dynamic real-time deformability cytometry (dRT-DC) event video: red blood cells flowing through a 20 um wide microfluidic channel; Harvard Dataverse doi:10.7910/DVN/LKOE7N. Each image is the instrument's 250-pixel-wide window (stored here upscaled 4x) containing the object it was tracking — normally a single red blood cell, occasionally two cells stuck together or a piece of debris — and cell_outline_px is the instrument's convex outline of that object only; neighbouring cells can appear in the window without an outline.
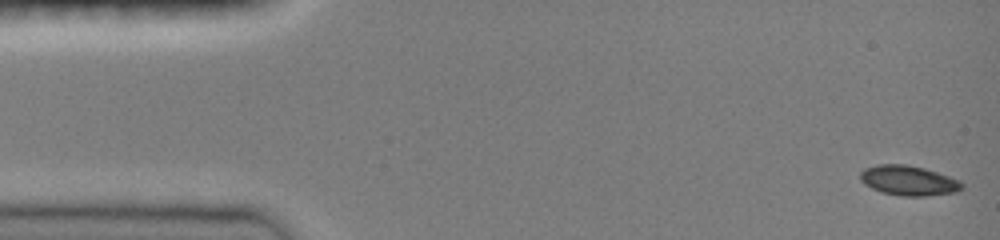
{"species": "common noctule bat (a hibernating species)", "species_latin": "Nyctalus noctula", "temperature_condition": "room temperature", "stored_images_in_passage": 47, "camera_frame_rate_fps": 3000, "um_per_image_px": 0.085, "animal": {"sex": "female", "body_mass_g": 19.0, "forearm_length_mm": 51.5}, "frame": {"image": 1, "passage_image": 1, "time_ms": 0.0, "image_size_px": [1000, 240], "cell_outline_px": [[964, 184], [956, 192], [924, 196], [904, 196], [880, 192], [864, 184], [860, 180], [860, 172], [864, 168], [880, 164], [904, 164], [924, 168], [948, 176]], "centroid_in_image_um": [77.17, 15.34], "position_along_channel_um": 7.8, "area_um2": 17.51}}
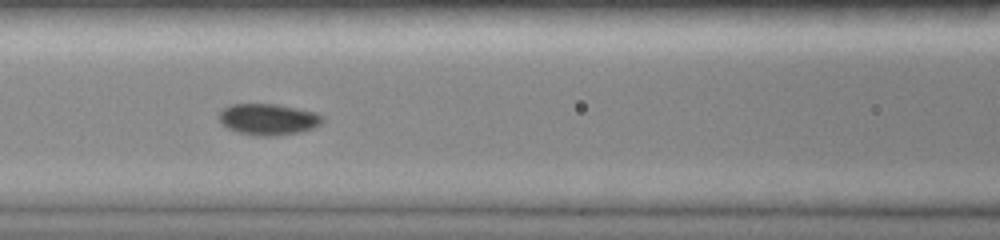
{"frame": {"image": 2, "passage_image": 20, "time_ms": 6.333, "image_size_px": [1000, 240], "cell_outline_px": [[324, 120], [320, 124], [312, 128], [300, 132], [276, 136], [256, 136], [240, 132], [228, 128], [220, 120], [220, 112], [224, 108], [232, 104], [276, 104], [316, 112], [324, 116]], "centroid_in_image_um": [22.85, 10.14], "position_along_channel_um": 143.8, "area_um2": 18.73}}
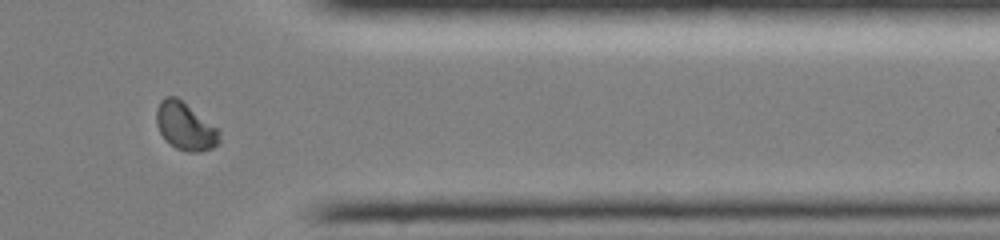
{"frame": {"image": 3, "passage_image": 39, "time_ms": 12.667, "image_size_px": [1000, 240], "cell_outline_px": [[220, 140], [212, 148], [200, 152], [188, 152], [176, 148], [164, 140], [156, 124], [156, 108], [160, 100], [164, 96], [176, 96], [220, 128]], "centroid_in_image_um": [15.75, 10.72], "position_along_channel_um": 395.7, "area_um2": 17.86}, "authors_computed_cell_mechanics": {"area_um2": 17.7446, "velocity_mm_per_s": 4.0271, "shape_relaxation_time_tau1_ms": 2.9591, "shape_relaxation_time_tau2_ms": null, "deformation_change_tau1": 0.096, "deformation_change_tau2": null}}